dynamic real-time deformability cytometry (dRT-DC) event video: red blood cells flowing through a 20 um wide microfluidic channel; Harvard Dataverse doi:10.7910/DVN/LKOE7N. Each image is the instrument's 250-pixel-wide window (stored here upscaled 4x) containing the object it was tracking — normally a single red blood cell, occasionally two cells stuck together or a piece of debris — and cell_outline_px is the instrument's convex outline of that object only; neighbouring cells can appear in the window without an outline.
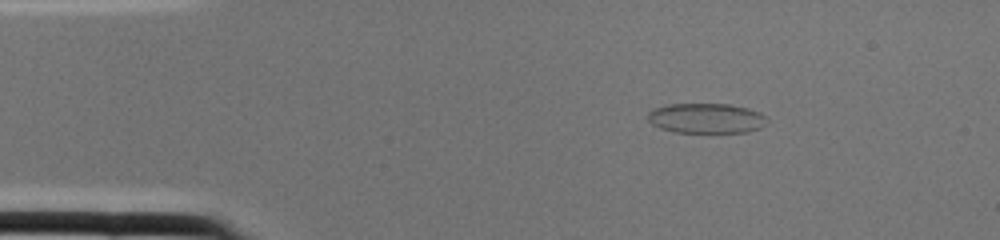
{"species": "common noctule bat (a hibernating species)", "species_latin": "Nyctalus noctula", "temperature_condition": "cold", "stored_images_in_passage": 1, "camera_frame_rate_fps": 3000, "um_per_image_px": 0.085, "animal": {"sex": "female", "body_mass_g": 22.0, "forearm_length_mm": 56.7}, "frame": {"image": 1, "passage_image": 1, "time_ms": 0.0, "image_size_px": [1000, 240], "cell_outline_px": [[768, 124], [760, 128], [748, 132], [672, 132], [660, 128], [652, 124], [648, 120], [648, 112], [652, 108], [668, 104], [732, 104], [748, 108], [760, 112], [768, 116]], "centroid_in_image_um": [60.07, 10.05], "position_along_channel_um": 24.9, "area_um2": 21.21}}